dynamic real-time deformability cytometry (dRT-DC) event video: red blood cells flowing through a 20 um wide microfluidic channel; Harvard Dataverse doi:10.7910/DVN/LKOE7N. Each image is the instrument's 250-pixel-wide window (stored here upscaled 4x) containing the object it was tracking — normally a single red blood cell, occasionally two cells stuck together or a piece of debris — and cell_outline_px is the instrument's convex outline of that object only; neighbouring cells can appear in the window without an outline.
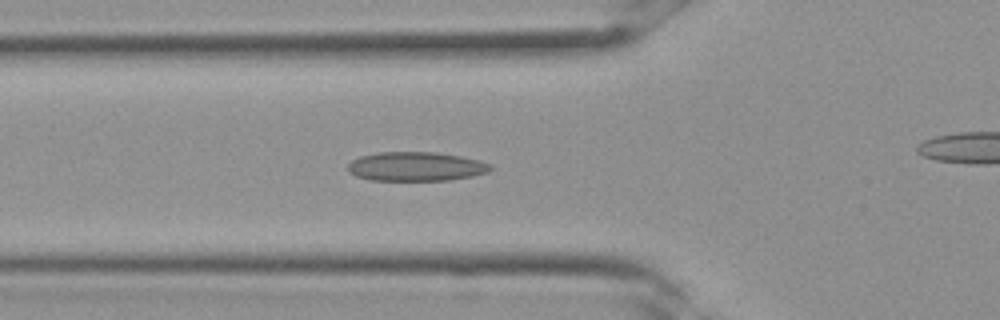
{"species": "Egyptian fruit bat (a non-hibernating species)", "species_latin": "Rousettus aegyptiacus", "temperature_condition": "room temperature", "stored_images_in_passage": 25, "camera_frame_rate_fps": 3000, "um_per_image_px": 0.085, "frame": {"image": 1, "passage_image": 3, "time_ms": 0.667, "image_size_px": [1000, 320], "cell_outline_px": [[492, 168], [488, 172], [472, 176], [448, 180], [372, 180], [356, 176], [348, 172], [348, 164], [352, 160], [360, 156], [380, 152], [436, 152], [460, 156], [480, 160], [492, 164]], "centroid_in_image_um": [35.37, 14.15], "position_along_channel_um": 90.4, "area_um2": 24.22}}
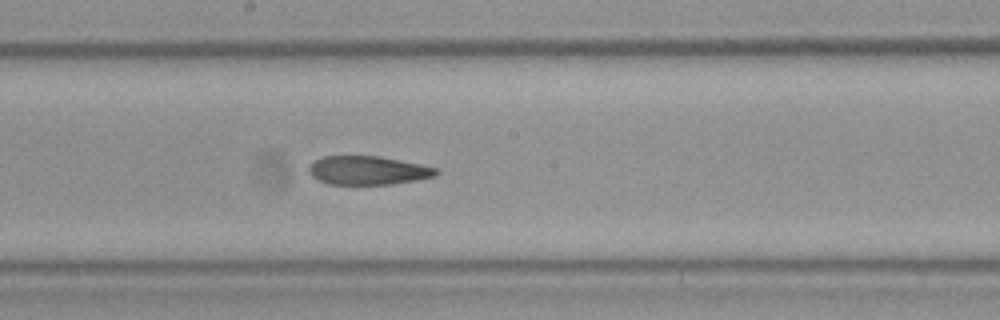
{"frame": {"image": 2, "passage_image": 9, "time_ms": 2.667, "image_size_px": [1000, 320], "cell_outline_px": [[440, 172], [436, 176], [416, 180], [392, 184], [328, 184], [312, 176], [308, 172], [308, 168], [316, 160], [324, 156], [380, 156], [440, 168]], "centroid_in_image_um": [31.33, 14.48], "position_along_channel_um": 216.9, "area_um2": 21.27}}
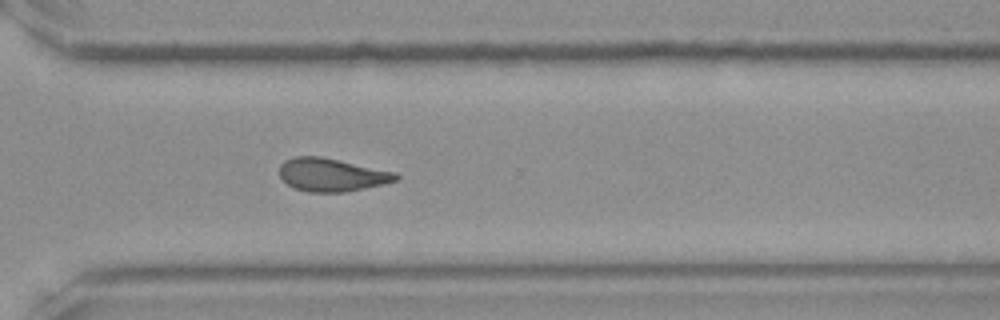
{"frame": {"image": 3, "passage_image": 15, "time_ms": 4.667, "image_size_px": [1000, 320], "cell_outline_px": [[400, 176], [396, 180], [384, 184], [344, 192], [308, 192], [296, 188], [288, 184], [280, 176], [280, 164], [284, 160], [292, 156], [320, 156], [396, 172]], "centroid_in_image_um": [28.18, 14.85], "position_along_channel_um": 342.4, "area_um2": 22.37}}